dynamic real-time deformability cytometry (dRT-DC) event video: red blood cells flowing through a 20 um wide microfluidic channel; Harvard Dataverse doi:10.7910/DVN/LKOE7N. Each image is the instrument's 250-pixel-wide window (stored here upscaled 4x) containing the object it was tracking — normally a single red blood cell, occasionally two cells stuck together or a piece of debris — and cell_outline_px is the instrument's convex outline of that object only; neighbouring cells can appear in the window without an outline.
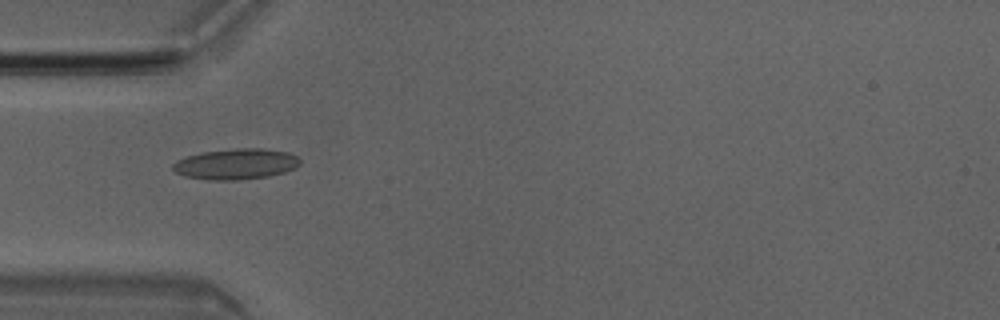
{"species": "Egyptian fruit bat (a non-hibernating species)", "species_latin": "Rousettus aegyptiacus", "temperature_condition": "room temperature", "stored_images_in_passage": 6, "camera_frame_rate_fps": 3000, "um_per_image_px": 0.085, "animal": {"sex": "male"}, "frame": {"image": 1, "passage_image": 5, "time_ms": 1.333, "image_size_px": [1000, 320], "cell_outline_px": [[300, 164], [284, 172], [268, 176], [240, 180], [208, 180], [184, 176], [176, 172], [172, 168], [172, 164], [176, 160], [200, 152], [236, 148], [264, 148], [288, 152], [296, 156], [300, 160]], "centroid_in_image_um": [20.02, 13.94], "position_along_channel_um": 65.0, "area_um2": 22.83}}